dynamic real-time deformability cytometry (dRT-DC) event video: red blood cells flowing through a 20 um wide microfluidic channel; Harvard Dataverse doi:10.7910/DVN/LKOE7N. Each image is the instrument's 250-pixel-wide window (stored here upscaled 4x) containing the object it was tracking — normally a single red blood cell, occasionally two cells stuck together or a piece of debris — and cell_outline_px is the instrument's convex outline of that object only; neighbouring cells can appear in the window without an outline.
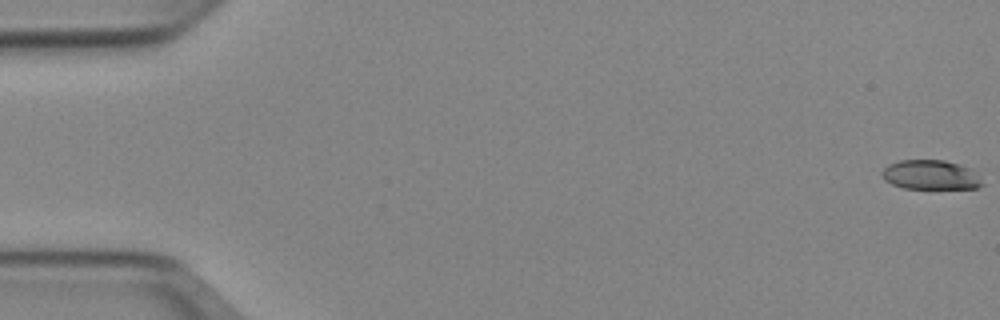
{"species": "Egyptian fruit bat (a non-hibernating species)", "species_latin": "Rousettus aegyptiacus", "temperature_condition": "cold", "stored_images_in_passage": 52, "camera_frame_rate_fps": 3000, "um_per_image_px": 0.085, "animal": {"sex": "female"}, "frame": {"image": 1, "passage_image": 1, "time_ms": 0.0, "image_size_px": [1000, 320], "cell_outline_px": [[984, 184], [976, 188], [904, 188], [892, 184], [884, 180], [880, 176], [880, 172], [888, 164], [900, 160], [944, 160], [960, 164], [972, 168]], "centroid_in_image_um": [79.08, 14.85], "position_along_channel_um": 5.9, "area_um2": 17.34}}
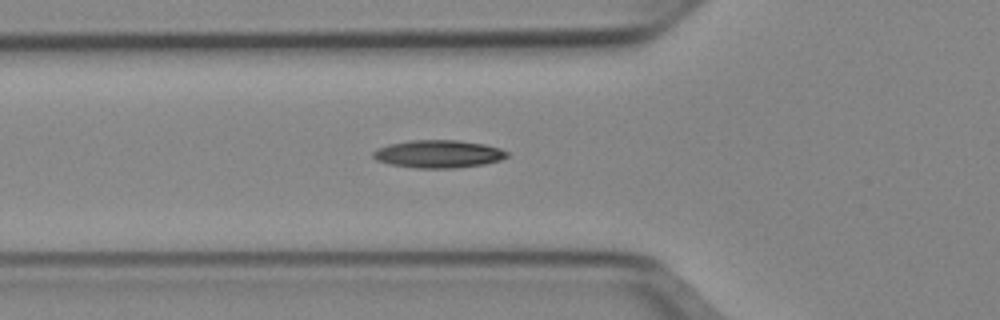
{"frame": {"image": 2, "passage_image": 19, "time_ms": 6.0, "image_size_px": [1000, 320], "cell_outline_px": [[508, 156], [500, 160], [484, 164], [456, 168], [416, 168], [388, 164], [376, 160], [372, 156], [372, 152], [376, 148], [388, 144], [412, 140], [456, 140], [484, 144], [500, 148], [508, 152]], "centroid_in_image_um": [37.23, 13.09], "position_along_channel_um": 88.6, "area_um2": 21.79}}
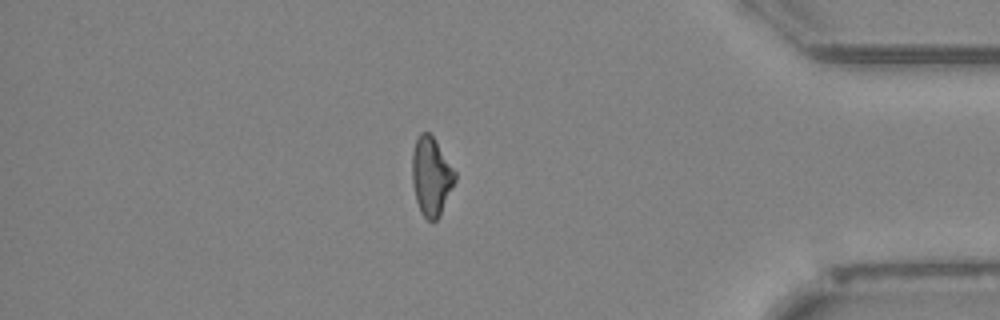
{"frame": {"image": 3, "passage_image": 45, "time_ms": 14.667, "image_size_px": [1000, 320], "cell_outline_px": [[456, 180], [440, 216], [436, 220], [428, 220], [420, 212], [416, 200], [412, 184], [412, 152], [416, 140], [420, 132], [428, 132], [432, 136], [456, 172]], "centroid_in_image_um": [36.65, 15.0], "position_along_channel_um": 398.6, "area_um2": 19.54}, "authors_computed_cell_mechanics": {"area_um2": 19.9121, "velocity_mm_per_s": 3.9563, "shape_relaxation_time_tau1_ms": null, "shape_relaxation_time_tau2_ms": 8.0523, "deformation_change_tau1": null, "deformation_change_tau2": 0.1824}}